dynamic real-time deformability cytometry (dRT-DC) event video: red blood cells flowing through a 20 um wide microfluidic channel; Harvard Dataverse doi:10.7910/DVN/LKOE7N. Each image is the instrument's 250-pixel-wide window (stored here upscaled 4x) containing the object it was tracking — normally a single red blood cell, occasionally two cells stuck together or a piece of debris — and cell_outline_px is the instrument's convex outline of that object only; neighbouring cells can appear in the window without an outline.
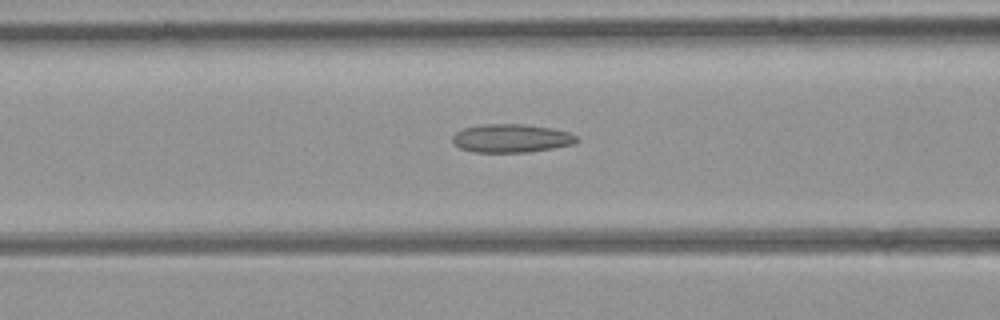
{"species": "common noctule bat (a hibernating species)", "species_latin": "Nyctalus noctula", "temperature_condition": "room temperature", "stored_images_in_passage": 29, "camera_frame_rate_fps": 3000, "um_per_image_px": 0.085, "animal": {"sex": "female", "body_mass_g": 21.9}, "frame": {"image": 1, "passage_image": 8, "time_ms": 2.333, "image_size_px": [1000, 320], "cell_outline_px": [[580, 140], [572, 144], [552, 148], [528, 152], [472, 152], [460, 148], [452, 140], [452, 136], [456, 132], [464, 128], [484, 124], [524, 124], [552, 128], [568, 132], [576, 136]], "centroid_in_image_um": [43.46, 11.75], "position_along_channel_um": 123.1, "area_um2": 20.46}}
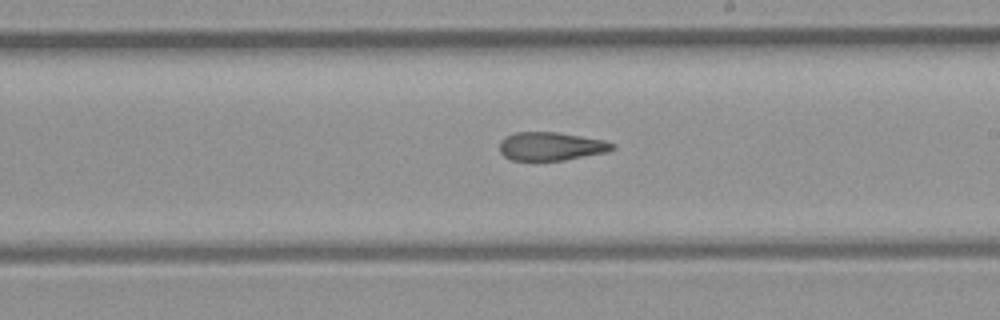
{"frame": {"image": 2, "passage_image": 17, "time_ms": 5.333, "image_size_px": [1000, 320], "cell_outline_px": [[616, 148], [608, 152], [564, 160], [512, 160], [504, 156], [500, 152], [500, 140], [504, 136], [516, 132], [556, 132], [604, 140], [616, 144]], "centroid_in_image_um": [46.84, 12.43], "position_along_channel_um": 242.2, "area_um2": 18.73}}
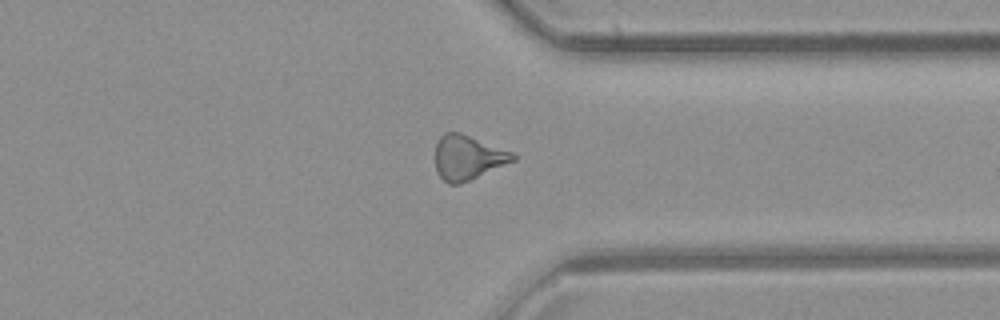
{"frame": {"image": 3, "passage_image": 27, "time_ms": 8.667, "image_size_px": [1000, 320], "cell_outline_px": [[516, 160], [460, 184], [448, 184], [436, 172], [436, 144], [440, 136], [444, 132], [460, 132], [512, 152], [516, 156]], "centroid_in_image_um": [39.74, 13.39], "position_along_channel_um": 371.7, "area_um2": 20.0}}